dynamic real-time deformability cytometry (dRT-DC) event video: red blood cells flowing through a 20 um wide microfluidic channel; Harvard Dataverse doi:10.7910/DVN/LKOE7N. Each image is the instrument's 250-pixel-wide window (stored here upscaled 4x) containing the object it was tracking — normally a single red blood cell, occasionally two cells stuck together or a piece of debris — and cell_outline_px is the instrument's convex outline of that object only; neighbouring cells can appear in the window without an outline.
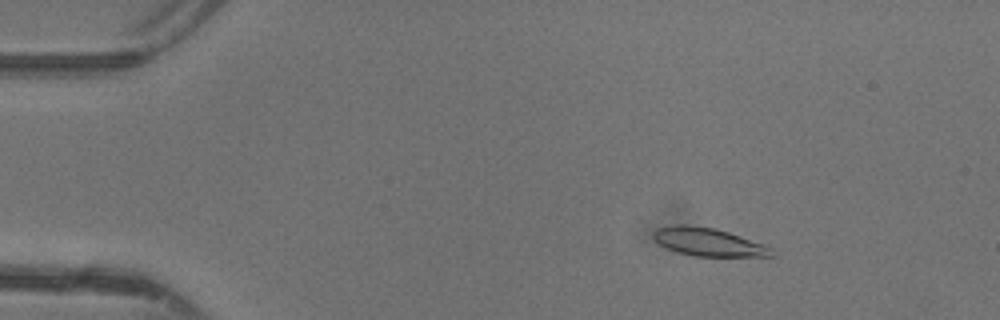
{"species": "common noctule bat (a hibernating species)", "species_latin": "Nyctalus noctula", "temperature_condition": "warm", "stored_images_in_passage": 48, "camera_frame_rate_fps": 3000, "um_per_image_px": 0.085, "animal": {"sex": "female"}, "frame": {"image": 1, "passage_image": 8, "time_ms": 2.333, "image_size_px": [1000, 320], "cell_outline_px": [[776, 252], [772, 256], [692, 256], [668, 248], [660, 244], [652, 236], [652, 232], [656, 228], [676, 224], [688, 224], [712, 228], [728, 232], [764, 244], [772, 248]], "centroid_in_image_um": [60.2, 20.56], "position_along_channel_um": 24.8, "area_um2": 19.25}}
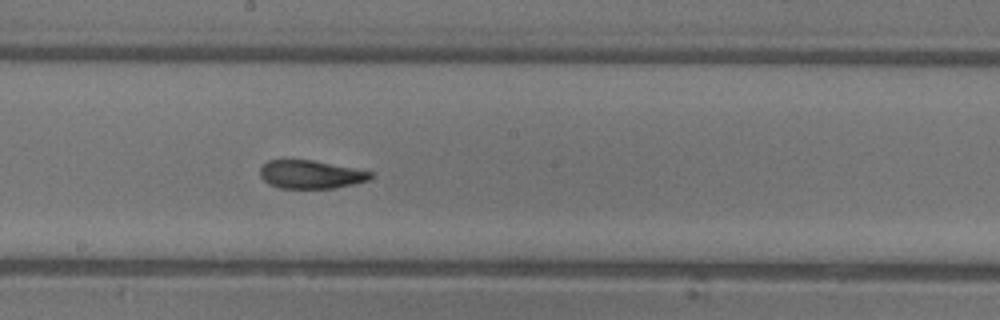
{"frame": {"image": 2, "passage_image": 27, "time_ms": 8.667, "image_size_px": [1000, 320], "cell_outline_px": [[372, 176], [368, 180], [336, 188], [280, 188], [268, 184], [260, 176], [260, 168], [268, 160], [312, 160], [372, 172]], "centroid_in_image_um": [26.37, 14.83], "position_along_channel_um": 221.8, "area_um2": 17.98}}
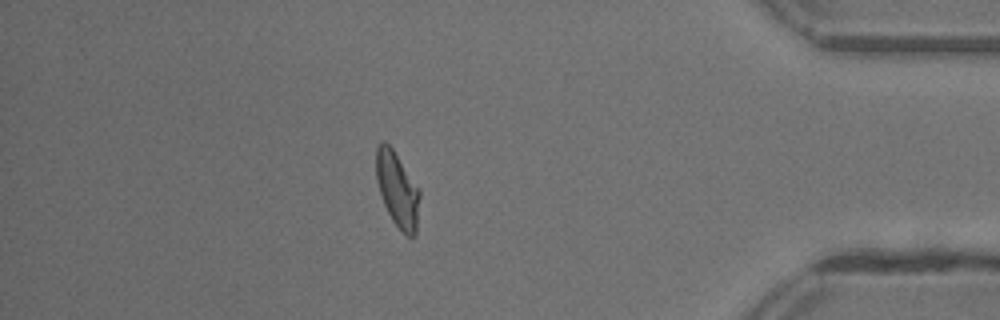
{"frame": {"image": 3, "passage_image": 42, "time_ms": 13.667, "image_size_px": [1000, 320], "cell_outline_px": [[420, 196], [416, 236], [408, 236], [392, 220], [384, 204], [376, 180], [376, 148], [384, 140], [392, 148], [420, 188]], "centroid_in_image_um": [33.79, 16.1], "position_along_channel_um": 401.4, "area_um2": 18.96}, "authors_computed_cell_mechanics": {"area_um2": 19.1318, "velocity_mm_per_s": 4.3892, "shape_relaxation_time_tau1_ms": 4.5713, "shape_relaxation_time_tau2_ms": 2.4682, "deformation_change_tau1": 0.1897, "deformation_change_tau2": 0.0576}}